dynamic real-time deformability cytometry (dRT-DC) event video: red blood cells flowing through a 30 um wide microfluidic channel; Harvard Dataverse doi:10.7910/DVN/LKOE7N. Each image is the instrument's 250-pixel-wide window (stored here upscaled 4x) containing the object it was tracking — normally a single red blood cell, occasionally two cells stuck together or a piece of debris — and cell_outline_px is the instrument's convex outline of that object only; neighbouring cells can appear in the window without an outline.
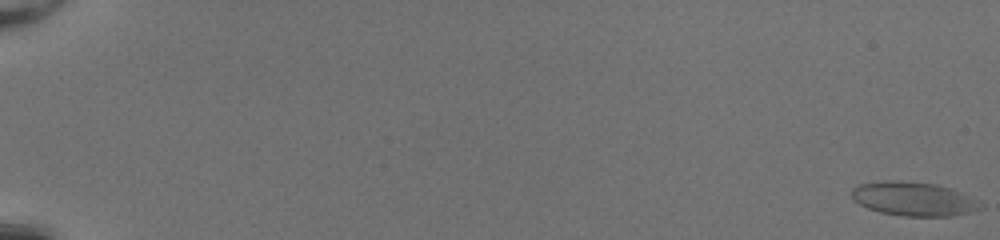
{"species": "common noctule bat (a hibernating species)", "species_latin": "Nyctalus noctula", "temperature_condition": "room temperature", "stored_images_in_passage": 53, "camera_frame_rate_fps": 3000, "um_per_image_px": 0.085, "animal": {"sex": "female", "body_mass_g": 20.0, "forearm_length_mm": 54.0}, "frame": {"image": 1, "passage_image": 1, "time_ms": 0.0, "image_size_px": [1000, 240], "cell_outline_px": [[984, 208], [952, 216], [904, 216], [880, 212], [868, 208], [852, 200], [852, 188], [860, 184], [888, 180], [892, 180], [936, 184], [948, 188], [968, 196], [984, 204]], "centroid_in_image_um": [77.64, 16.91], "position_along_channel_um": 7.4, "area_um2": 25.2}}
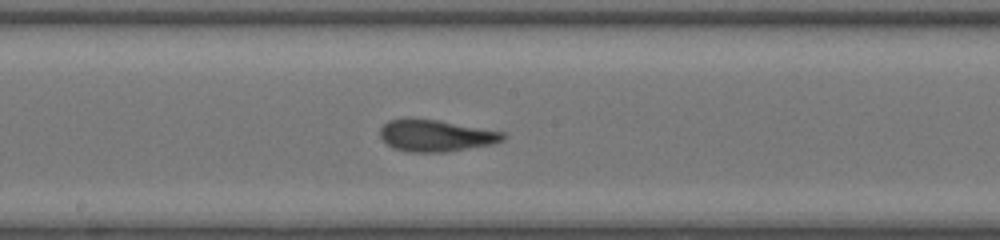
{"frame": {"image": 2, "passage_image": 32, "time_ms": 10.333, "image_size_px": [1000, 240], "cell_outline_px": [[508, 136], [504, 140], [492, 144], [448, 152], [408, 152], [392, 148], [380, 136], [380, 128], [388, 120], [404, 116], [440, 120], [504, 132]], "centroid_in_image_um": [37.03, 11.5], "position_along_channel_um": 211.2, "area_um2": 23.29}}
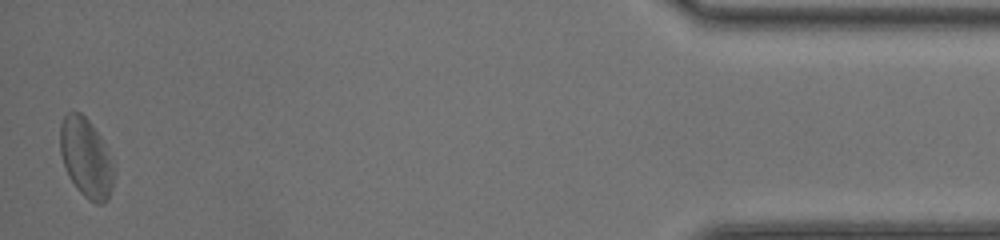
{"frame": {"image": 3, "passage_image": 53, "time_ms": 17.333, "image_size_px": [1000, 240], "cell_outline_px": [[112, 188], [108, 200], [104, 204], [96, 204], [88, 200], [76, 188], [68, 176], [60, 152], [60, 124], [64, 116], [68, 112], [80, 112], [92, 124], [100, 136], [112, 168]], "centroid_in_image_um": [7.27, 13.43], "position_along_channel_um": 427.9, "area_um2": 24.33}, "authors_computed_cell_mechanics": {"area_um2": 23.4668, "velocity_mm_per_s": 4.1247, "shape_relaxation_time_tau1_ms": 3.2041, "shape_relaxation_time_tau2_ms": 1.4462, "deformation_change_tau1": 0.1244, "deformation_change_tau2": 0.0939}}